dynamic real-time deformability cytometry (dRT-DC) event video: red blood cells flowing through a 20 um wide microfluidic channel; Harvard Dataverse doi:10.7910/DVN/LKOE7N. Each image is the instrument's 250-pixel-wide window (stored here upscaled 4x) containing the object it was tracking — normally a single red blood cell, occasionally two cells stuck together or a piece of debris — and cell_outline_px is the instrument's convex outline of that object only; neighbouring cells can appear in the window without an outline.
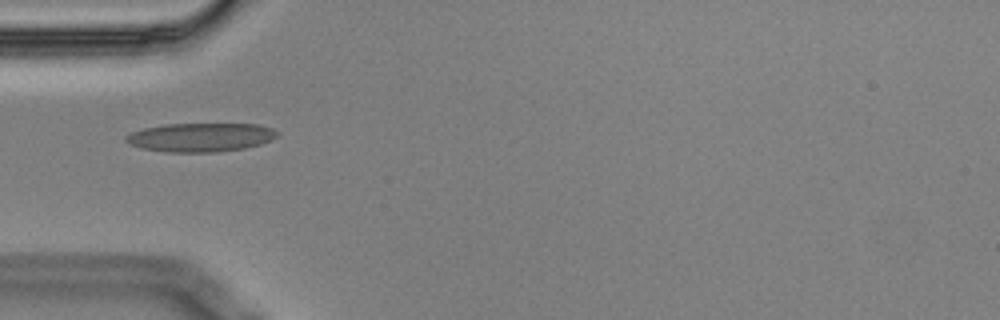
{"species": "Egyptian fruit bat (a non-hibernating species)", "species_latin": "Rousettus aegyptiacus", "temperature_condition": "cold", "stored_images_in_passage": 2, "camera_frame_rate_fps": 3000, "um_per_image_px": 0.085, "animal": {"sex": "male"}, "frame": {"image": 1, "passage_image": 1, "time_ms": 0.0, "image_size_px": [1000, 320], "cell_outline_px": [[276, 136], [272, 140], [260, 144], [244, 148], [216, 152], [164, 152], [140, 148], [128, 144], [124, 140], [124, 136], [132, 132], [144, 128], [164, 124], [260, 124], [272, 128], [276, 132]], "centroid_in_image_um": [17.0, 11.67], "position_along_channel_um": 68.0, "area_um2": 25.49}}
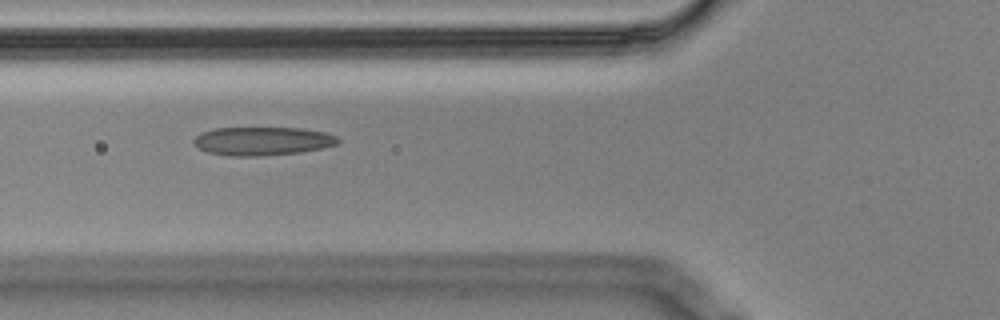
{"frame": {"image": 2, "passage_image": 2, "time_ms": 0.333, "image_size_px": [1000, 320], "cell_outline_px": [[340, 144], [300, 152], [264, 156], [232, 156], [208, 152], [200, 148], [192, 140], [200, 132], [216, 128], [300, 128], [324, 132], [336, 136], [340, 140]], "centroid_in_image_um": [22.32, 11.99], "position_along_channel_um": 103.5, "area_um2": 23.87}}